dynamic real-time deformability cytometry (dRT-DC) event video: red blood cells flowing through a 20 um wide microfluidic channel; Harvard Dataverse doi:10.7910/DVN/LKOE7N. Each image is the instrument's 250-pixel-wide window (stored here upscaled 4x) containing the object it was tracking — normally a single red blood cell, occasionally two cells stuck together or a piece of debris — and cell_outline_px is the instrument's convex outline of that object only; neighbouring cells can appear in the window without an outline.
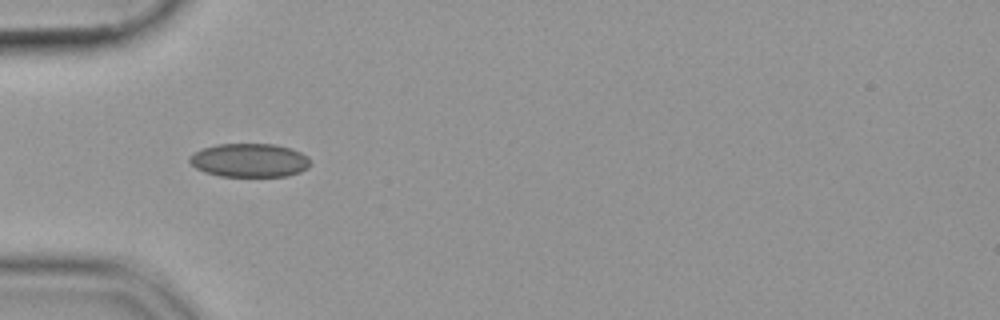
{"species": "common noctule bat (a hibernating species)", "species_latin": "Nyctalus noctula", "temperature_condition": "cold", "stored_images_in_passage": 27, "camera_frame_rate_fps": 3000, "um_per_image_px": 0.085, "animal": {"sex": "female", "body_mass_g": 19.9}, "frame": {"image": 1, "passage_image": 5, "time_ms": 1.333, "image_size_px": [1000, 320], "cell_outline_px": [[308, 168], [300, 172], [288, 176], [220, 176], [204, 172], [196, 168], [188, 160], [188, 156], [192, 152], [216, 144], [276, 144], [292, 148], [308, 156]], "centroid_in_image_um": [21.18, 13.62], "position_along_channel_um": 63.8, "area_um2": 23.81}}
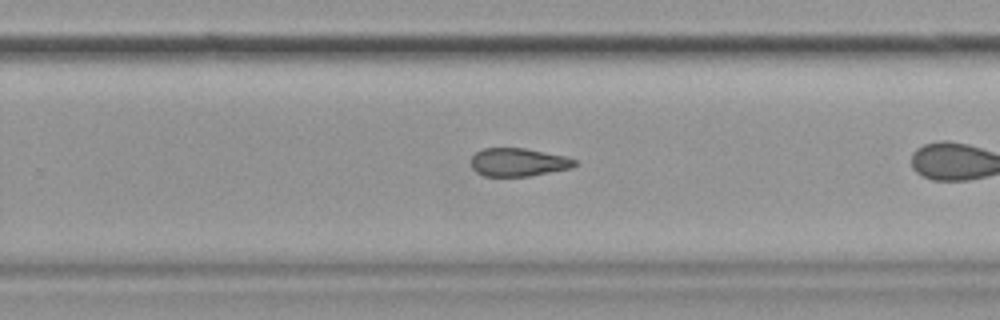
{"frame": {"image": 2, "passage_image": 20, "time_ms": 6.333, "image_size_px": [1000, 320], "cell_outline_px": [[580, 164], [572, 168], [532, 176], [484, 176], [476, 172], [472, 168], [472, 156], [476, 152], [484, 148], [524, 148], [568, 156], [576, 160]], "centroid_in_image_um": [44.12, 13.79], "position_along_channel_um": 285.7, "area_um2": 17.28}}
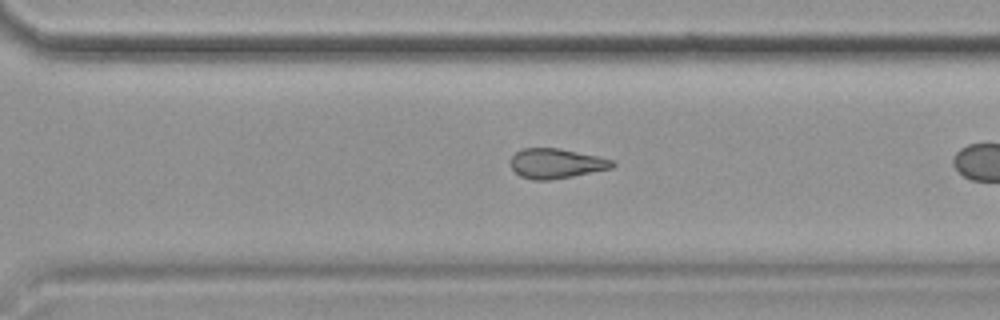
{"frame": {"image": 3, "passage_image": 23, "time_ms": 7.333, "image_size_px": [1000, 320], "cell_outline_px": [[616, 164], [612, 168], [572, 176], [548, 180], [532, 180], [520, 176], [512, 168], [508, 160], [520, 148], [560, 148], [600, 156], [616, 160]], "centroid_in_image_um": [47.28, 13.88], "position_along_channel_um": 323.3, "area_um2": 17.98}}